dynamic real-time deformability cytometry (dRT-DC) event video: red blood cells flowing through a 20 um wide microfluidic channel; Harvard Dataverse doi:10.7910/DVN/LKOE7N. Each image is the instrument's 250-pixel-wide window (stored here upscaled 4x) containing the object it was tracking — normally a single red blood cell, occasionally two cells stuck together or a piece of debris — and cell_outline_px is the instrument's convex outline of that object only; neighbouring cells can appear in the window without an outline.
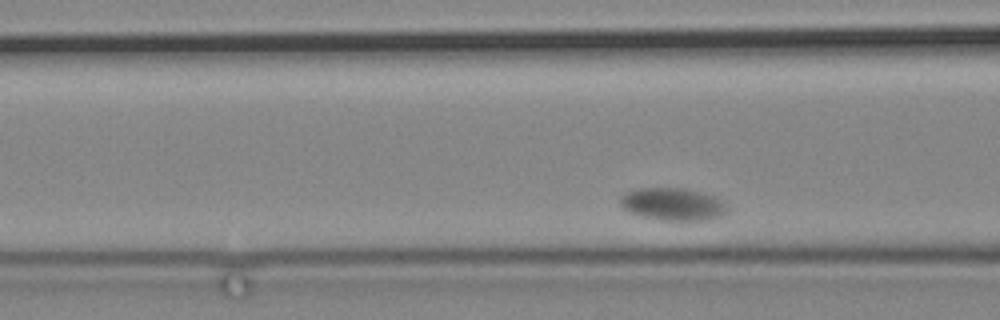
{"species": "common noctule bat (a hibernating species)", "species_latin": "Nyctalus noctula", "temperature_condition": "cold", "stored_images_in_passage": 39, "camera_frame_rate_fps": 3000, "um_per_image_px": 0.085, "animal": {"sex": "male", "body_mass_g": 19.2, "forearm_length_mm": 51.8}, "frame": {"image": 1, "passage_image": 7, "time_ms": 2.0, "image_size_px": [1000, 320], "cell_outline_px": [[728, 212], [720, 216], [708, 220], [664, 220], [640, 216], [628, 212], [620, 208], [620, 196], [636, 188], [684, 188], [716, 196], [728, 204]], "centroid_in_image_um": [57.2, 17.35], "position_along_channel_um": 109.4, "area_um2": 20.58}}
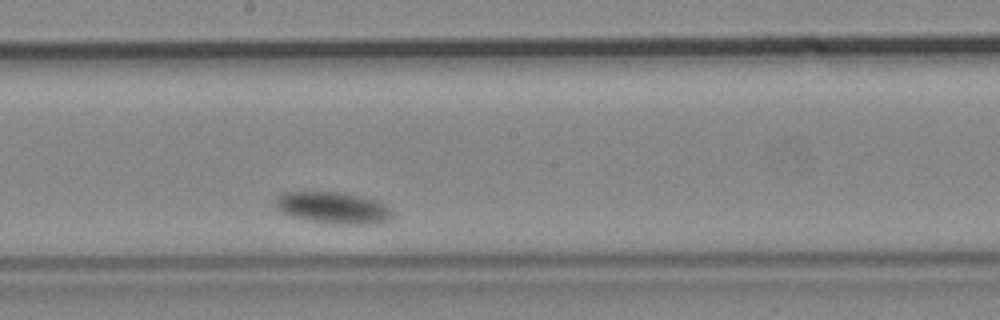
{"frame": {"image": 2, "passage_image": 20, "time_ms": 6.333, "image_size_px": [1000, 320], "cell_outline_px": [[392, 216], [388, 220], [376, 224], [332, 224], [308, 220], [288, 216], [280, 212], [272, 204], [276, 196], [284, 192], [340, 192], [380, 200], [392, 208]], "centroid_in_image_um": [28.3, 17.66], "position_along_channel_um": 219.9, "area_um2": 22.14}}
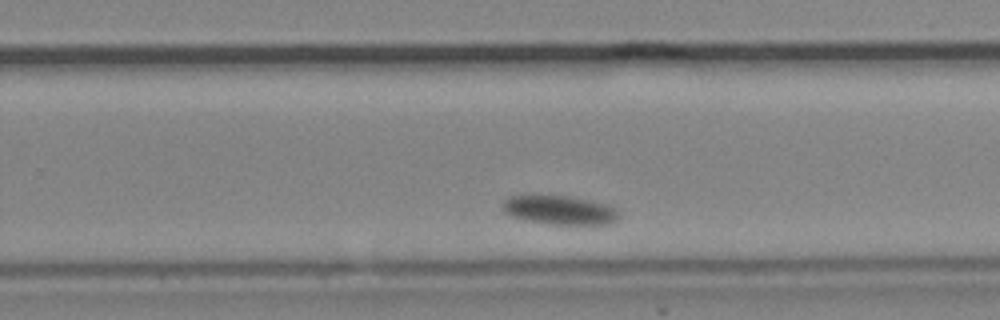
{"frame": {"image": 3, "passage_image": 27, "time_ms": 8.667, "image_size_px": [1000, 320], "cell_outline_px": [[620, 220], [608, 224], [552, 224], [524, 220], [512, 216], [504, 212], [500, 204], [508, 196], [576, 196], [608, 204], [616, 208], [620, 212]], "centroid_in_image_um": [47.62, 17.85], "position_along_channel_um": 282.2, "area_um2": 20.0}}